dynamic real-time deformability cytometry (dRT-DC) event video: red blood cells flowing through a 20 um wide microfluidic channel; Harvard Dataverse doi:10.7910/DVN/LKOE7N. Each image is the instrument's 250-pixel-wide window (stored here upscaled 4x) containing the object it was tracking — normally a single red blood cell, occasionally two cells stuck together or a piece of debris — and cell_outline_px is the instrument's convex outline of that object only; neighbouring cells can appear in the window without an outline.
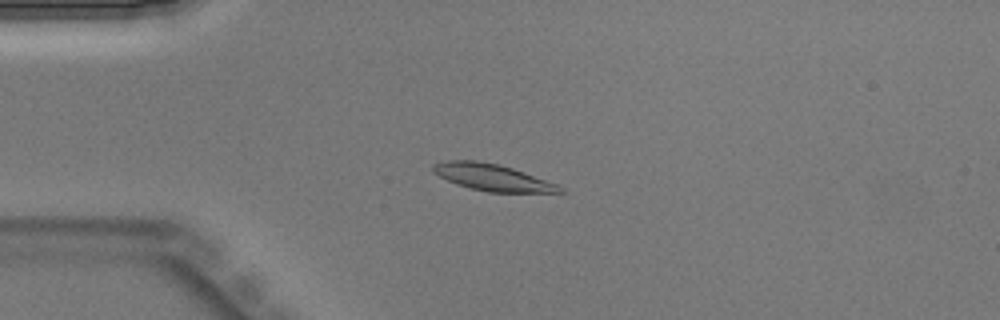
{"species": "Egyptian fruit bat (a non-hibernating species)", "species_latin": "Rousettus aegyptiacus", "temperature_condition": "warm", "stored_images_in_passage": 44, "camera_frame_rate_fps": 3000, "um_per_image_px": 0.085, "animal": {"sex": "male"}, "frame": {"image": 1, "passage_image": 11, "time_ms": 3.333, "image_size_px": [1000, 320], "cell_outline_px": [[568, 192], [488, 192], [456, 184], [432, 172], [432, 164], [448, 160], [476, 160], [500, 164], [560, 184]], "centroid_in_image_um": [41.9, 15.07], "position_along_channel_um": 43.1, "area_um2": 19.83}}
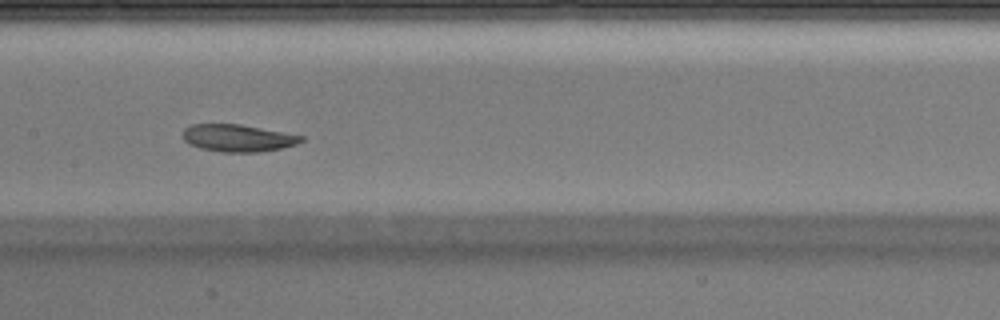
{"frame": {"image": 2, "passage_image": 22, "time_ms": 7.0, "image_size_px": [1000, 320], "cell_outline_px": [[304, 140], [296, 144], [280, 148], [256, 152], [220, 152], [200, 148], [188, 144], [184, 140], [184, 128], [192, 124], [240, 124], [304, 136]], "centroid_in_image_um": [20.19, 11.73], "position_along_channel_um": 187.2, "area_um2": 18.67}}
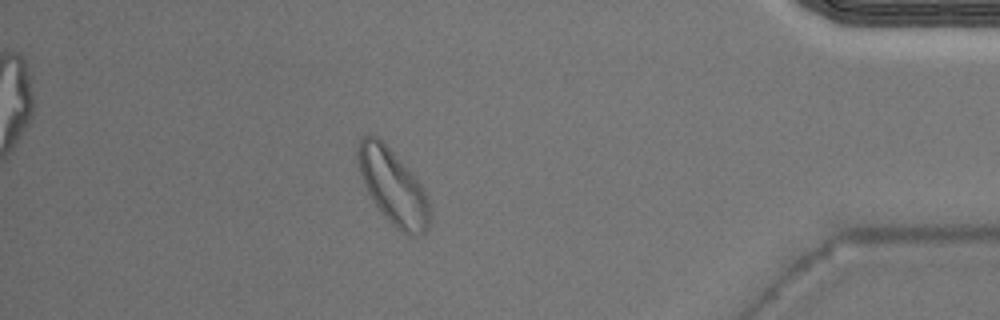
{"frame": {"image": 3, "passage_image": 39, "time_ms": 12.667, "image_size_px": [1000, 320], "cell_outline_px": [[428, 228], [420, 236], [408, 236], [400, 232], [388, 220], [372, 200], [360, 176], [356, 156], [356, 148], [360, 140], [368, 132], [376, 136], [392, 152], [420, 184], [428, 196]], "centroid_in_image_um": [33.36, 15.89], "position_along_channel_um": 401.8, "area_um2": 30.98}}